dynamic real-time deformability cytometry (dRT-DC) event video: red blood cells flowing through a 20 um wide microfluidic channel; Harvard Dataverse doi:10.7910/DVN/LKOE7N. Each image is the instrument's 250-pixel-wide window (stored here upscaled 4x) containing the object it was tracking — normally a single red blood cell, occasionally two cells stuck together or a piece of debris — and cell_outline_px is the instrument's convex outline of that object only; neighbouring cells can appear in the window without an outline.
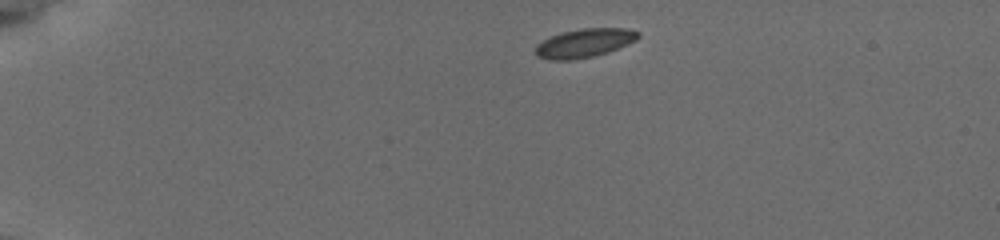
{"species": "common noctule bat (a hibernating species)", "species_latin": "Nyctalus noctula", "temperature_condition": "cold", "stored_images_in_passage": 6, "camera_frame_rate_fps": 3000, "um_per_image_px": 0.085, "animal": {"sex": "female", "body_mass_g": 19.5, "forearm_length_mm": 54.1}, "frame": {"image": 1, "passage_image": 1, "time_ms": 0.0, "image_size_px": [1000, 240], "cell_outline_px": [[640, 36], [636, 40], [628, 44], [608, 52], [592, 56], [572, 60], [548, 60], [536, 56], [536, 44], [560, 32], [584, 28], [628, 28], [640, 32]], "centroid_in_image_um": [49.69, 3.65], "position_along_channel_um": 35.3, "area_um2": 17.22}}
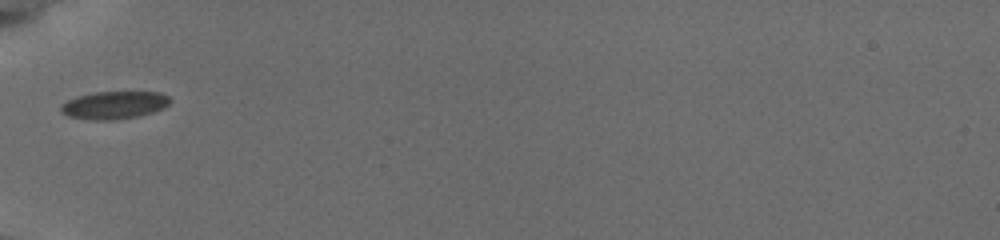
{"frame": {"image": 2, "passage_image": 5, "time_ms": 3.0, "image_size_px": [1000, 240], "cell_outline_px": [[172, 100], [168, 104], [152, 112], [136, 116], [112, 120], [96, 120], [68, 116], [60, 112], [60, 104], [76, 96], [92, 92], [160, 92], [168, 96]], "centroid_in_image_um": [9.66, 8.92], "position_along_channel_um": 75.3, "area_um2": 17.51}}